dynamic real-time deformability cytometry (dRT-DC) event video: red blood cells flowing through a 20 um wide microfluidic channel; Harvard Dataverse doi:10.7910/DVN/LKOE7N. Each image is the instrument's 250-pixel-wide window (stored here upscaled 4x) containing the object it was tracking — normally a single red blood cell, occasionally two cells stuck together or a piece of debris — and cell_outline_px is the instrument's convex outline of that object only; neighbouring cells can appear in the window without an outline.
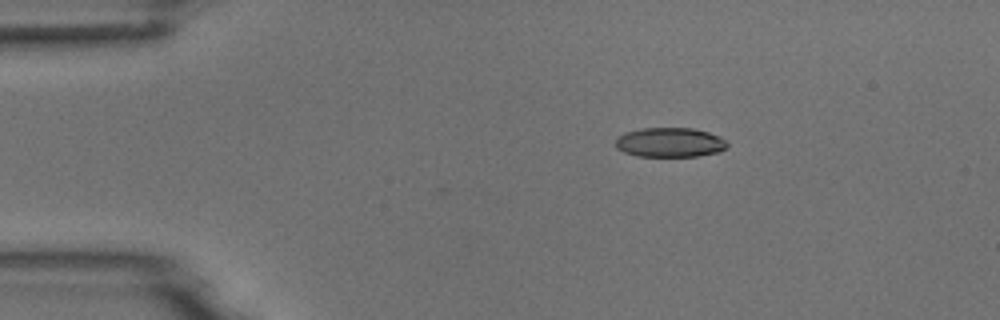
{"species": "common noctule bat (a hibernating species)", "species_latin": "Nyctalus noctula", "temperature_condition": "room temperature", "stored_images_in_passage": 4, "camera_frame_rate_fps": 3000, "um_per_image_px": 0.085, "animal": {"sex": "male", "body_mass_g": 18.8}, "frame": {"image": 1, "passage_image": 1, "time_ms": 0.0, "image_size_px": [1000, 320], "cell_outline_px": [[728, 144], [720, 152], [700, 156], [636, 156], [624, 152], [616, 148], [616, 136], [624, 132], [640, 128], [692, 128], [708, 132], [720, 136], [728, 140]], "centroid_in_image_um": [56.94, 12.1], "position_along_channel_um": 28.1, "area_um2": 19.48}}
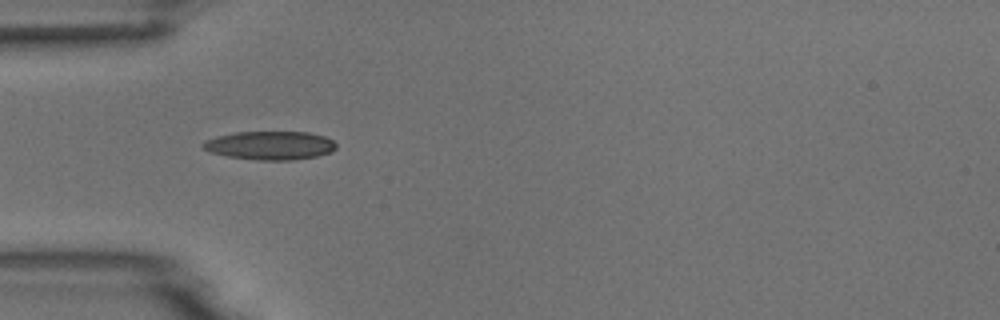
{"frame": {"image": 2, "passage_image": 3, "time_ms": 2.333, "image_size_px": [1000, 320], "cell_outline_px": [[336, 148], [332, 152], [316, 156], [292, 160], [256, 160], [228, 156], [212, 152], [204, 148], [200, 144], [204, 140], [216, 136], [236, 132], [308, 132], [324, 136], [332, 140], [336, 144]], "centroid_in_image_um": [22.96, 12.36], "position_along_channel_um": 62.0, "area_um2": 22.14}}